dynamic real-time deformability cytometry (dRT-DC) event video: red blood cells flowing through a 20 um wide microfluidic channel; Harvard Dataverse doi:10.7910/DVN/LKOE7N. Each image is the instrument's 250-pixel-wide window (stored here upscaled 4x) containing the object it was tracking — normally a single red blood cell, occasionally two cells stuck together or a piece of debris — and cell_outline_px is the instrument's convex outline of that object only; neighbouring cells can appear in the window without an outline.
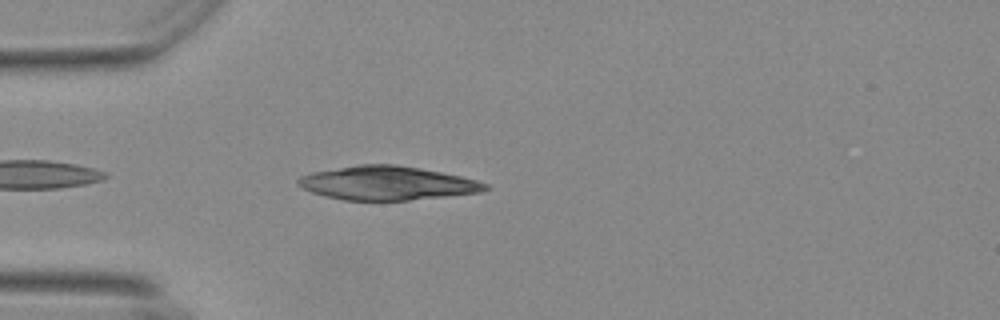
{"species": "Egyptian fruit bat (a non-hibernating species)", "species_latin": "Rousettus aegyptiacus", "temperature_condition": "warm", "stored_images_in_passage": 42, "camera_frame_rate_fps": 3000, "um_per_image_px": 0.085, "animal": {"sex": "female"}, "frame": {"image": 1, "passage_image": 3, "time_ms": 0.667, "image_size_px": [1000, 320], "cell_outline_px": [[492, 188], [480, 192], [408, 200], [344, 200], [312, 192], [296, 184], [296, 180], [300, 176], [312, 172], [360, 164], [396, 164], [420, 168], [460, 176], [476, 180], [488, 184]], "centroid_in_image_um": [32.91, 15.56], "position_along_channel_um": 52.1, "area_um2": 36.59}}
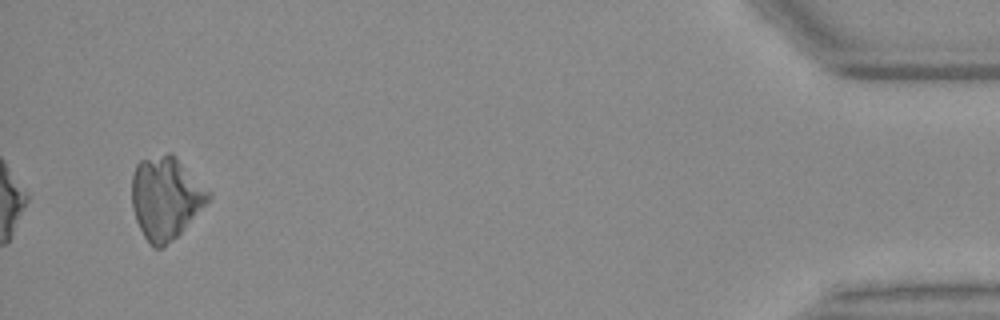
{"frame": {"image": 2, "passage_image": 40, "time_ms": 13.0, "image_size_px": [1000, 320], "cell_outline_px": [[212, 196], [180, 232], [172, 240], [160, 248], [152, 248], [144, 236], [136, 220], [132, 208], [132, 176], [136, 164], [140, 160], [168, 152], [172, 152], [212, 192]], "centroid_in_image_um": [14.08, 16.78], "position_along_channel_um": 421.1, "area_um2": 36.7}}